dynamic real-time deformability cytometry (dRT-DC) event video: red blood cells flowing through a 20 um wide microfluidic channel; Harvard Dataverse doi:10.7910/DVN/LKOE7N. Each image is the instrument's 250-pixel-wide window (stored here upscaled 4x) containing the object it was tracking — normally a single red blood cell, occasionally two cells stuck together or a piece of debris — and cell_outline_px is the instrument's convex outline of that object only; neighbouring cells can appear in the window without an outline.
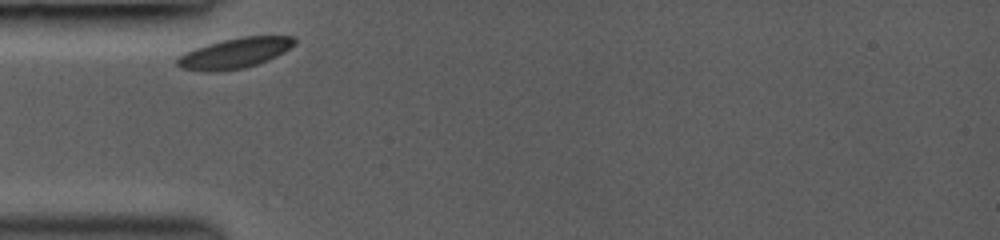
{"species": "common noctule bat (a hibernating species)", "species_latin": "Nyctalus noctula", "temperature_condition": "room temperature", "stored_images_in_passage": 9, "camera_frame_rate_fps": 3000, "um_per_image_px": 0.085, "animal": {"sex": "female", "body_mass_g": 19.0, "forearm_length_mm": 53.3}, "frame": {"image": 1, "passage_image": 1, "time_ms": 0.0, "image_size_px": [1000, 240], "cell_outline_px": [[296, 44], [284, 52], [268, 60], [244, 68], [220, 72], [204, 72], [180, 68], [176, 64], [176, 60], [184, 52], [208, 44], [240, 36], [292, 36], [296, 40]], "centroid_in_image_um": [19.94, 4.53], "position_along_channel_um": 65.1, "area_um2": 20.81}}
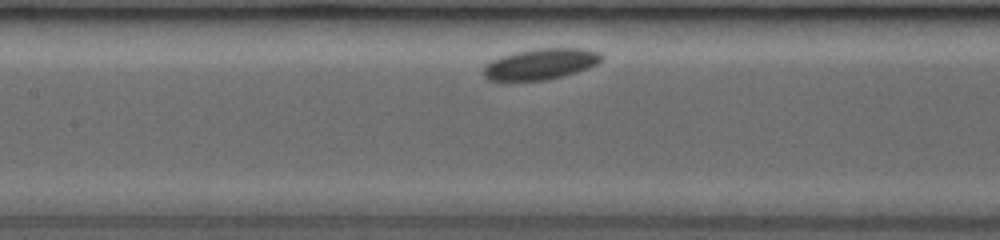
{"frame": {"image": 2, "passage_image": 6, "time_ms": 2.667, "image_size_px": [1000, 240], "cell_outline_px": [[604, 56], [596, 64], [588, 68], [564, 76], [544, 80], [488, 80], [484, 76], [484, 68], [492, 60], [500, 56], [516, 52], [536, 48], [584, 48], [600, 52]], "centroid_in_image_um": [45.99, 5.43], "position_along_channel_um": 161.4, "area_um2": 21.15}}
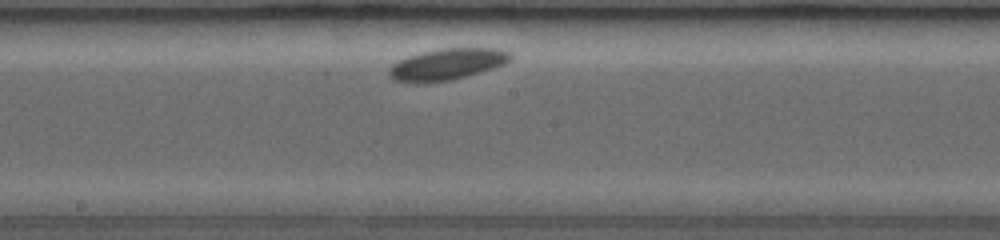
{"frame": {"image": 3, "passage_image": 8, "time_ms": 4.0, "image_size_px": [1000, 240], "cell_outline_px": [[512, 60], [504, 64], [480, 72], [452, 80], [428, 84], [408, 84], [396, 80], [388, 76], [388, 68], [392, 64], [408, 56], [440, 48], [500, 48], [512, 52]], "centroid_in_image_um": [37.98, 5.48], "position_along_channel_um": 210.2, "area_um2": 22.72}}